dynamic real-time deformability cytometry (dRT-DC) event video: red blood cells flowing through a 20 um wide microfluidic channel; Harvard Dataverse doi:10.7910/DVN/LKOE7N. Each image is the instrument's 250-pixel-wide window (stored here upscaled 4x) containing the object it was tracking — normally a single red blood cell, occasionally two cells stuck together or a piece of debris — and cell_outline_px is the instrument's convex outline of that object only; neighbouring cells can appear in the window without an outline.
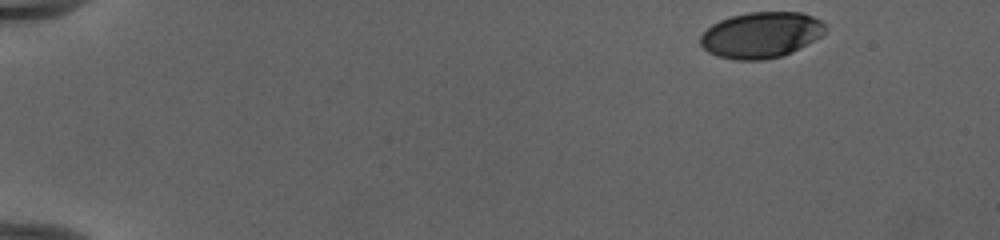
{"species": "human", "species_latin": "Homo sapiens", "temperature_condition": "cold", "stored_images_in_passage": 48, "camera_frame_rate_fps": 3000, "um_per_image_px": 0.085, "donor": {"sex": "female"}, "frame": {"image": 1, "passage_image": 1, "time_ms": 0.0, "image_size_px": [1000, 240], "cell_outline_px": [[828, 28], [820, 36], [792, 52], [780, 56], [764, 60], [736, 60], [716, 56], [708, 52], [700, 44], [700, 36], [712, 24], [720, 20], [732, 16], [748, 12], [800, 12], [812, 16], [820, 20]], "centroid_in_image_um": [64.67, 2.97], "position_along_channel_um": 20.3, "area_um2": 33.35}}
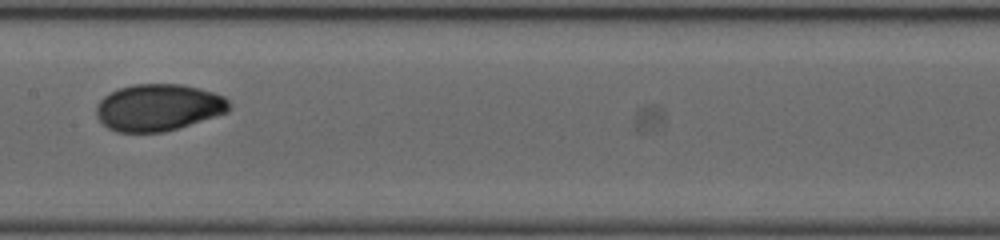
{"frame": {"image": 2, "passage_image": 24, "time_ms": 7.667, "image_size_px": [1000, 240], "cell_outline_px": [[228, 112], [164, 132], [116, 132], [108, 128], [96, 116], [96, 104], [104, 96], [120, 88], [136, 84], [180, 84], [200, 88], [224, 96], [228, 100]], "centroid_in_image_um": [13.44, 9.13], "position_along_channel_um": 194.0, "area_um2": 36.01}}
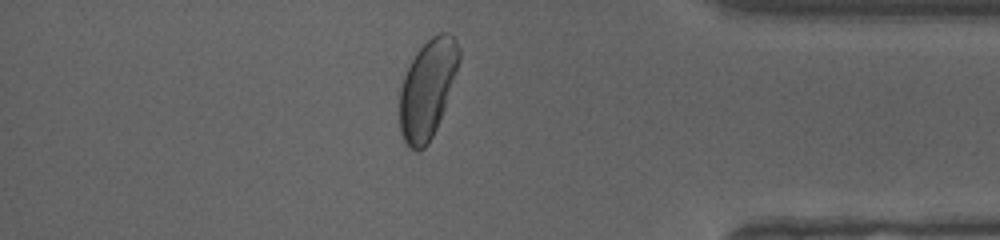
{"frame": {"image": 3, "passage_image": 41, "time_ms": 13.333, "image_size_px": [1000, 240], "cell_outline_px": [[460, 60], [444, 108], [436, 128], [428, 144], [424, 148], [416, 152], [404, 140], [400, 132], [400, 88], [404, 76], [416, 52], [432, 36], [440, 32], [448, 32], [456, 40], [460, 48]], "centroid_in_image_um": [36.34, 7.54], "position_along_channel_um": 398.9, "area_um2": 33.7}, "authors_computed_cell_mechanics": {"area_um2": 35.4892, "velocity_mm_per_s": 3.9774, "shape_relaxation_time_tau1_ms": 4.0516, "shape_relaxation_time_tau2_ms": 0.7644, "deformation_change_tau1": 0.1549, "deformation_change_tau2": 0.0292}}